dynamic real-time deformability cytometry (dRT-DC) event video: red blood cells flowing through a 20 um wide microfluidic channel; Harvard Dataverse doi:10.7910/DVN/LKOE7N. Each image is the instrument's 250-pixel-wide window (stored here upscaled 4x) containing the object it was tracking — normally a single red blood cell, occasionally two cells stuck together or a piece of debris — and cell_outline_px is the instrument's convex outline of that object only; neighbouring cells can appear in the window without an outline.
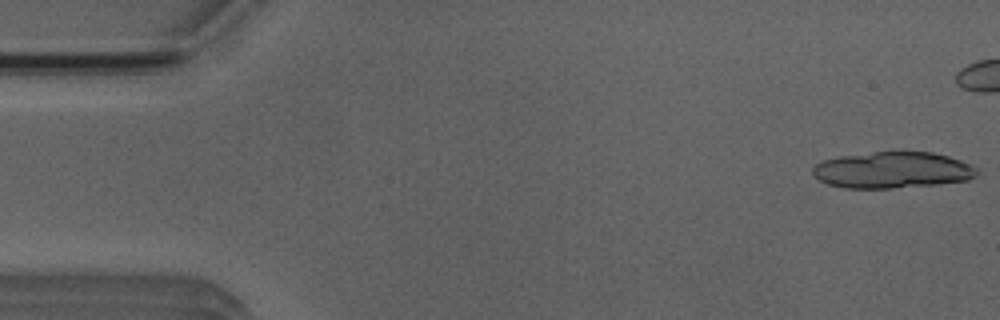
{"species": "Egyptian fruit bat (a non-hibernating species)", "species_latin": "Rousettus aegyptiacus", "temperature_condition": "room temperature", "stored_images_in_passage": 5, "camera_frame_rate_fps": 3000, "um_per_image_px": 0.085, "animal": {"sex": "male"}, "frame": {"image": 1, "passage_image": 1, "time_ms": 0.0, "image_size_px": [1000, 320], "cell_outline_px": [[980, 172], [976, 176], [968, 180], [936, 184], [892, 188], [844, 188], [828, 184], [820, 180], [812, 172], [812, 168], [816, 164], [824, 160], [840, 156], [876, 152], [932, 152], [948, 156], [972, 164]], "centroid_in_image_um": [75.89, 14.46], "position_along_channel_um": 9.1, "area_um2": 34.68}}